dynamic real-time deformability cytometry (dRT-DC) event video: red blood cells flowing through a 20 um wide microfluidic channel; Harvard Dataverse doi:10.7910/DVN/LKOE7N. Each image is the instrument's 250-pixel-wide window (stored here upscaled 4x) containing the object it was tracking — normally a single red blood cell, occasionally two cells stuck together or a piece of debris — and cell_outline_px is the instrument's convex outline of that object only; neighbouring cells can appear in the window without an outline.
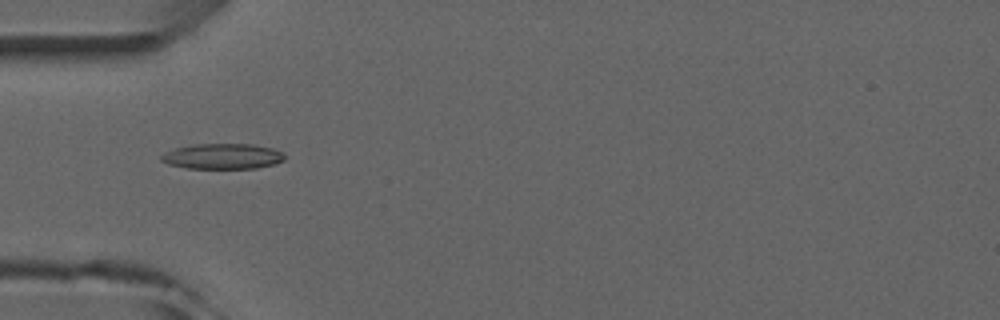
{"species": "common noctule bat (a hibernating species)", "species_latin": "Nyctalus noctula", "temperature_condition": "room temperature", "stored_images_in_passage": 4, "camera_frame_rate_fps": 3000, "um_per_image_px": 0.085, "animal": {"sex": "male", "forearm_length_mm": 52.5}, "frame": {"image": 1, "passage_image": 1, "time_ms": 0.0, "image_size_px": [1000, 320], "cell_outline_px": [[284, 160], [276, 164], [256, 168], [188, 168], [168, 164], [160, 160], [160, 156], [164, 152], [176, 148], [196, 144], [252, 144], [272, 148], [284, 152]], "centroid_in_image_um": [18.94, 13.28], "position_along_channel_um": 66.1, "area_um2": 18.32}}
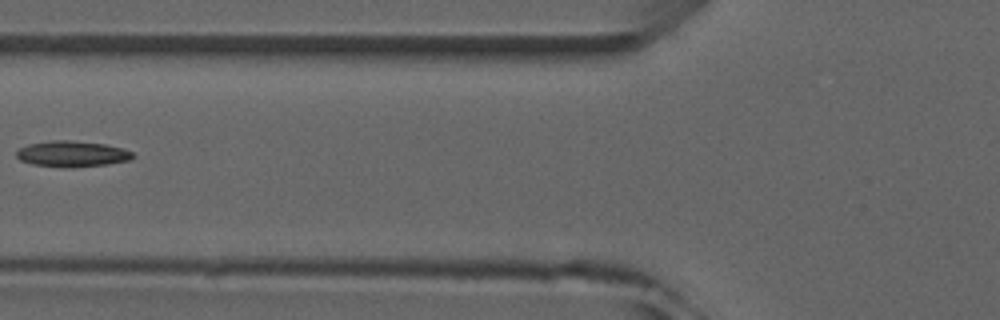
{"frame": {"image": 2, "passage_image": 2, "time_ms": 1.333, "image_size_px": [1000, 320], "cell_outline_px": [[132, 156], [128, 160], [108, 164], [72, 168], [64, 168], [32, 164], [20, 160], [16, 156], [16, 152], [20, 148], [28, 144], [52, 140], [68, 140], [104, 144], [120, 148], [132, 152]], "centroid_in_image_um": [6.07, 13.09], "position_along_channel_um": 119.7, "area_um2": 17.46}}
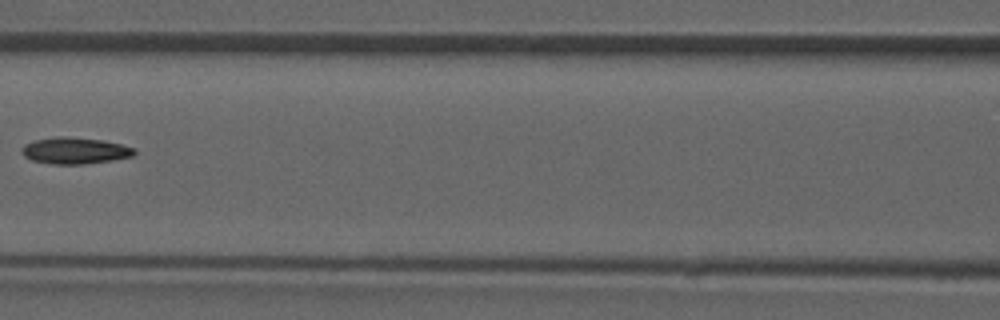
{"frame": {"image": 3, "passage_image": 3, "time_ms": 2.333, "image_size_px": [1000, 320], "cell_outline_px": [[136, 152], [132, 156], [112, 160], [84, 164], [52, 164], [32, 160], [24, 156], [20, 152], [20, 148], [24, 144], [36, 140], [56, 136], [68, 136], [104, 140], [136, 148]], "centroid_in_image_um": [6.35, 12.79], "position_along_channel_um": 160.3, "area_um2": 17.51}}